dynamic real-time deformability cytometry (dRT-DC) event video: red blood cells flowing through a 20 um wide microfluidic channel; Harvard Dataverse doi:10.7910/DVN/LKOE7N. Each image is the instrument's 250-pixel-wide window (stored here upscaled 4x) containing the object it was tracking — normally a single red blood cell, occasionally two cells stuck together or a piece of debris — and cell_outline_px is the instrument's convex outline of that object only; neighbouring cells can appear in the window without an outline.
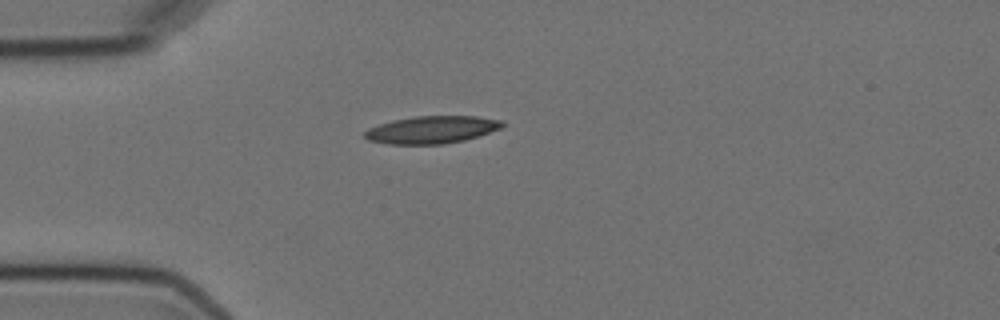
{"species": "Egyptian fruit bat (a non-hibernating species)", "species_latin": "Rousettus aegyptiacus", "temperature_condition": "cold", "stored_images_in_passage": 1, "camera_frame_rate_fps": 3000, "um_per_image_px": 0.085, "animal": {"sex": "female"}, "frame": {"image": 1, "passage_image": 1, "time_ms": 0.0, "image_size_px": [1000, 320], "cell_outline_px": [[504, 124], [500, 128], [464, 140], [444, 144], [388, 144], [368, 140], [364, 136], [364, 132], [368, 128], [392, 120], [416, 116], [476, 116], [504, 120]], "centroid_in_image_um": [36.68, 11.02], "position_along_channel_um": 48.3, "area_um2": 21.91}}